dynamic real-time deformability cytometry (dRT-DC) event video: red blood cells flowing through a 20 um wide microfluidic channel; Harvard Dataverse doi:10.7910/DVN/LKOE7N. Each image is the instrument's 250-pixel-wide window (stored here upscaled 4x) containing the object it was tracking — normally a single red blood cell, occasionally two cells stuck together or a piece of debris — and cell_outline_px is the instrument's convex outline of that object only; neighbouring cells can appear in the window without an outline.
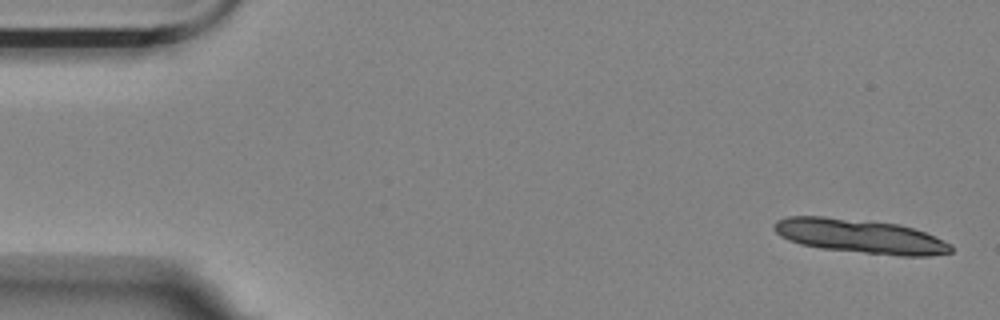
{"species": "Egyptian fruit bat (a non-hibernating species)", "species_latin": "Rousettus aegyptiacus", "temperature_condition": "room temperature", "stored_images_in_passage": 6, "camera_frame_rate_fps": 3000, "um_per_image_px": 0.085, "animal": {"sex": "female"}, "frame": {"image": 1, "passage_image": 1, "time_ms": 0.0, "image_size_px": [1000, 320], "cell_outline_px": [[952, 252], [928, 256], [900, 256], [820, 248], [800, 244], [780, 236], [776, 232], [776, 220], [788, 216], [824, 216], [900, 224], [924, 232], [952, 244]], "centroid_in_image_um": [73.13, 20.08], "position_along_channel_um": 11.9, "area_um2": 34.91}}